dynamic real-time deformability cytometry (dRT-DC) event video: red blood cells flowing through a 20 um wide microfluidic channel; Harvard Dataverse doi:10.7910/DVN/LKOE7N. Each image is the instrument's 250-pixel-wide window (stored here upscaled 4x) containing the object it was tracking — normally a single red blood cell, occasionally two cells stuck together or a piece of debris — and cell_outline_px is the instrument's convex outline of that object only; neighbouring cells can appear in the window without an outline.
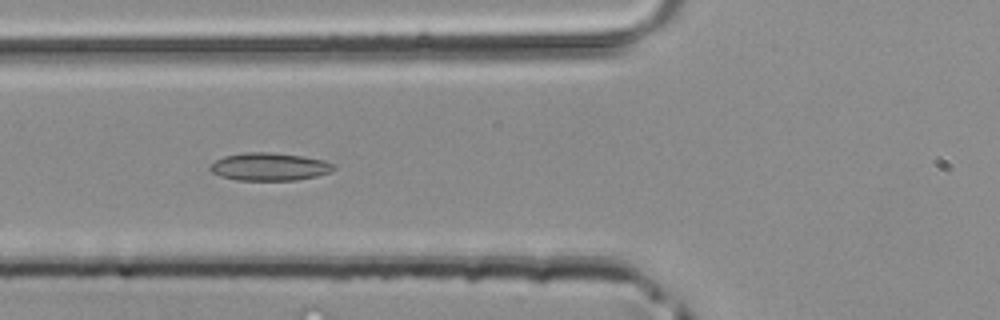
{"species": "common noctule bat (a hibernating species)", "species_latin": "Nyctalus noctula", "temperature_condition": "room temperature", "stored_images_in_passage": 4, "camera_frame_rate_fps": 3000, "um_per_image_px": 0.085, "animal": {"sex": "male", "body_mass_g": 20.4}, "frame": {"image": 1, "passage_image": 4, "time_ms": 1.0, "image_size_px": [1000, 320], "cell_outline_px": [[336, 168], [328, 172], [316, 176], [296, 180], [236, 180], [220, 176], [212, 172], [208, 168], [216, 160], [224, 156], [244, 152], [268, 152], [300, 156], [324, 160], [332, 164]], "centroid_in_image_um": [22.86, 14.17], "position_along_channel_um": 102.9, "area_um2": 19.83}}